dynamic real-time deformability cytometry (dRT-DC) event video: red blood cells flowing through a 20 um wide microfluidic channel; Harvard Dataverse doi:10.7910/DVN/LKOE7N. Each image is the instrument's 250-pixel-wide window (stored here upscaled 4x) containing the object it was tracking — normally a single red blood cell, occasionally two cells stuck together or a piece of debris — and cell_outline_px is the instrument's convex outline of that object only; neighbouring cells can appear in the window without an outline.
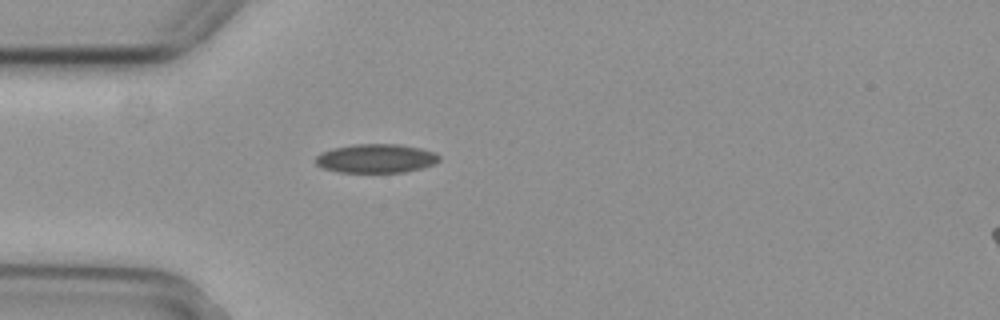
{"species": "common noctule bat (a hibernating species)", "species_latin": "Nyctalus noctula", "temperature_condition": "cold", "stored_images_in_passage": 2, "camera_frame_rate_fps": 3000, "um_per_image_px": 0.085, "animal": {"sex": "female", "body_mass_g": 29.2, "forearm_length_mm": 56.3}, "frame": {"image": 1, "passage_image": 2, "time_ms": 0.333, "image_size_px": [1000, 320], "cell_outline_px": [[440, 160], [432, 164], [420, 168], [404, 172], [340, 172], [324, 168], [316, 164], [316, 156], [320, 152], [332, 148], [352, 144], [400, 144], [420, 148], [436, 152], [440, 156]], "centroid_in_image_um": [31.96, 13.45], "position_along_channel_um": 53.0, "area_um2": 20.81}}